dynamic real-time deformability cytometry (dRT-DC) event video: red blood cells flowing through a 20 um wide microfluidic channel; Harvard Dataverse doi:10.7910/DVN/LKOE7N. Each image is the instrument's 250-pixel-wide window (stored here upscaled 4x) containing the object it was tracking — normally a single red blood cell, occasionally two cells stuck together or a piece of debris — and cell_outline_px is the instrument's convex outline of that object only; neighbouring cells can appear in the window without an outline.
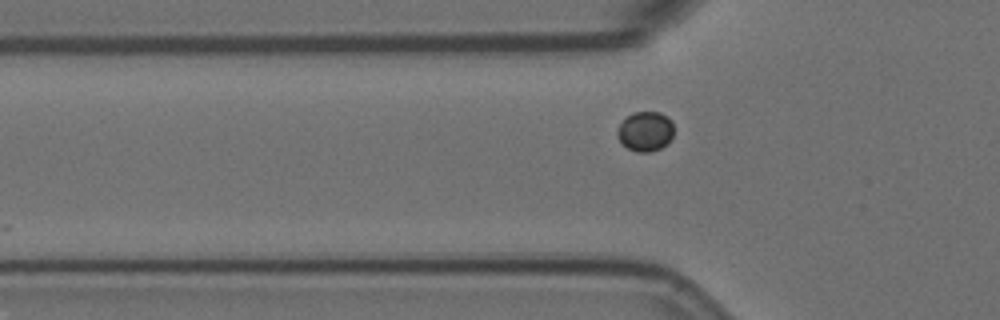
{"species": "Egyptian fruit bat (a non-hibernating species)", "species_latin": "Rousettus aegyptiacus", "temperature_condition": "room temperature", "stored_images_in_passage": 4, "camera_frame_rate_fps": 3000, "um_per_image_px": 0.085, "animal": {"sex": "female"}, "frame": {"image": 1, "passage_image": 4, "time_ms": 1.0, "image_size_px": [1000, 320], "cell_outline_px": [[672, 136], [668, 144], [660, 148], [648, 152], [636, 152], [628, 148], [616, 136], [616, 132], [620, 124], [632, 112], [660, 112], [668, 116], [672, 120]], "centroid_in_image_um": [54.86, 11.16], "position_along_channel_um": 70.9, "area_um2": 13.06}}